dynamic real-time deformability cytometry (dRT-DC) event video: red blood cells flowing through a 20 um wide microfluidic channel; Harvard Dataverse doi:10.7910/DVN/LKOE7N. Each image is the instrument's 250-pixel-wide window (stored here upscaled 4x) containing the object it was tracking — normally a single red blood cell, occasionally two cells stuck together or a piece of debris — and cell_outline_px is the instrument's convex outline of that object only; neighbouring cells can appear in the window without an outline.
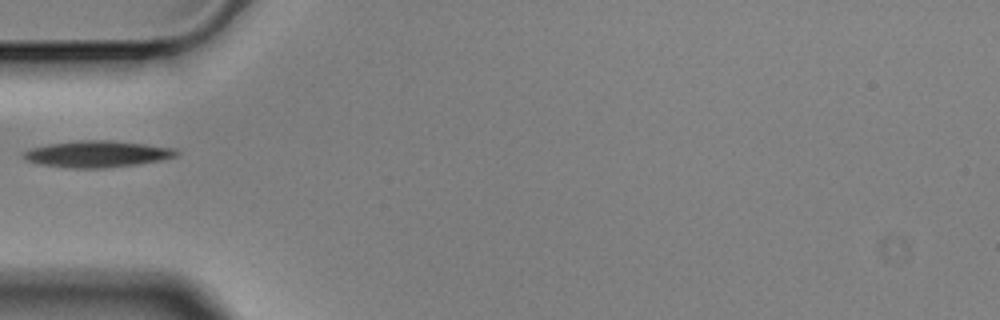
{"species": "Egyptian fruit bat (a non-hibernating species)", "species_latin": "Rousettus aegyptiacus", "temperature_condition": "cold", "stored_images_in_passage": 39, "camera_frame_rate_fps": 3000, "um_per_image_px": 0.085, "animal": {"sex": "male"}, "frame": {"image": 1, "passage_image": 1, "time_ms": 0.0, "image_size_px": [1000, 320], "cell_outline_px": [[180, 152], [176, 156], [160, 160], [136, 164], [104, 168], [72, 168], [40, 164], [28, 160], [24, 156], [24, 152], [28, 148], [48, 144], [80, 140], [108, 140], [144, 144], [176, 148]], "centroid_in_image_um": [8.28, 13.08], "position_along_channel_um": 76.7, "area_um2": 23.41}}
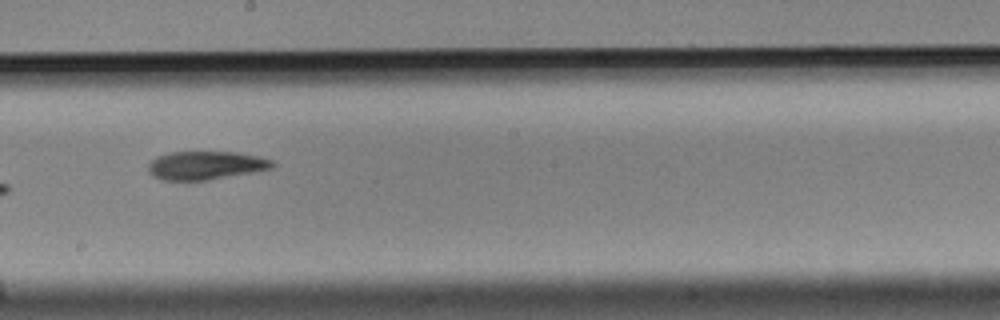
{"frame": {"image": 2, "passage_image": 14, "time_ms": 4.333, "image_size_px": [1000, 320], "cell_outline_px": [[276, 164], [272, 168], [252, 172], [208, 180], [160, 180], [152, 176], [148, 172], [148, 164], [156, 156], [168, 152], [236, 152], [256, 156], [272, 160]], "centroid_in_image_um": [17.44, 14.06], "position_along_channel_um": 230.8, "area_um2": 20.58}}
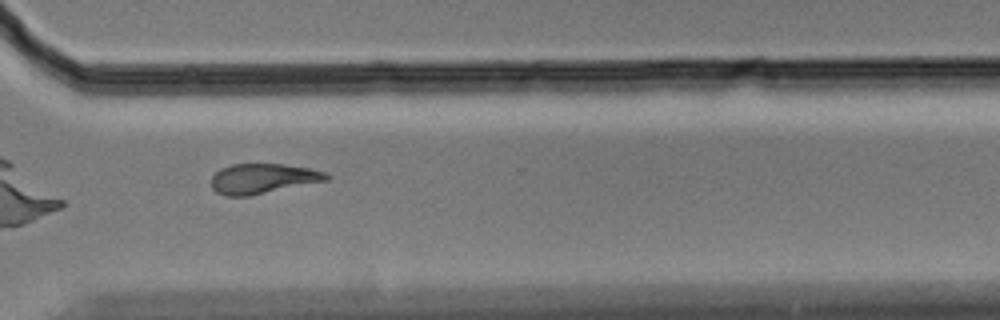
{"frame": {"image": 3, "passage_image": 24, "time_ms": 7.667, "image_size_px": [1000, 320], "cell_outline_px": [[332, 176], [328, 180], [248, 196], [224, 196], [216, 192], [212, 188], [212, 176], [220, 168], [232, 164], [284, 164], [308, 168], [324, 172]], "centroid_in_image_um": [22.32, 15.18], "position_along_channel_um": 348.3, "area_um2": 20.06}}